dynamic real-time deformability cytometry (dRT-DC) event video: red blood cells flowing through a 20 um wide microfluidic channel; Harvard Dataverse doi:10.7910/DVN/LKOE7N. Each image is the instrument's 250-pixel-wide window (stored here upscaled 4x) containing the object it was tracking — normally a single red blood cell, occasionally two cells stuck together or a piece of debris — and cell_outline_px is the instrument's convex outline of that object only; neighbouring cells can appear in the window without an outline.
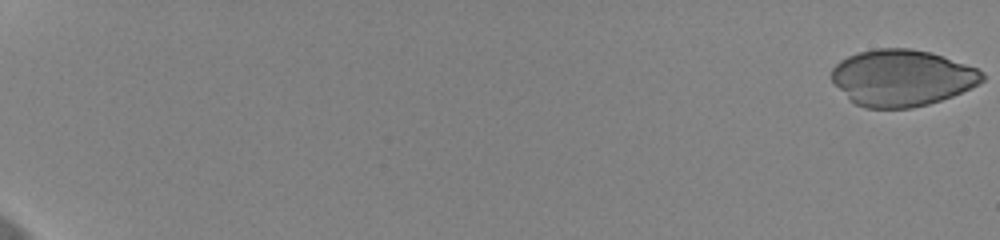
{"species": "human", "species_latin": "Homo sapiens", "temperature_condition": "cold", "stored_images_in_passage": 59, "camera_frame_rate_fps": 3000, "um_per_image_px": 0.085, "donor": {"sex": "female"}, "frame": {"image": 1, "passage_image": 1, "time_ms": 0.0, "image_size_px": [1000, 240], "cell_outline_px": [[984, 80], [952, 96], [928, 104], [912, 108], [864, 108], [856, 104], [832, 80], [832, 68], [840, 60], [848, 56], [860, 52], [876, 48], [908, 48], [928, 52], [976, 68], [984, 72]], "centroid_in_image_um": [76.65, 6.61], "position_along_channel_um": 8.4, "area_um2": 48.78}}
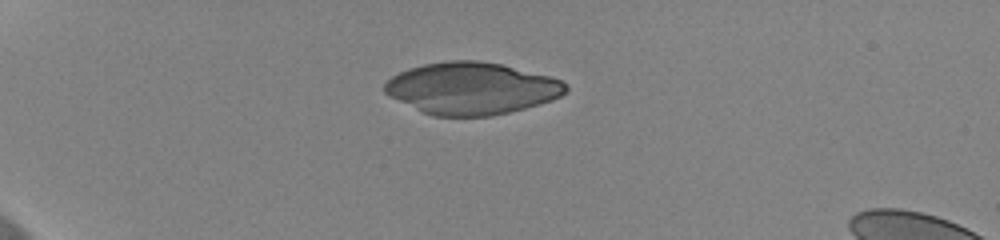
{"frame": {"image": 2, "passage_image": 18, "time_ms": 5.667, "image_size_px": [1000, 240], "cell_outline_px": [[568, 88], [560, 96], [552, 100], [524, 108], [492, 116], [432, 116], [388, 96], [384, 92], [384, 84], [392, 76], [408, 68], [424, 64], [448, 60], [476, 60], [500, 64], [548, 76], [560, 80]], "centroid_in_image_um": [40.04, 7.51], "position_along_channel_um": 45.0, "area_um2": 54.51}}